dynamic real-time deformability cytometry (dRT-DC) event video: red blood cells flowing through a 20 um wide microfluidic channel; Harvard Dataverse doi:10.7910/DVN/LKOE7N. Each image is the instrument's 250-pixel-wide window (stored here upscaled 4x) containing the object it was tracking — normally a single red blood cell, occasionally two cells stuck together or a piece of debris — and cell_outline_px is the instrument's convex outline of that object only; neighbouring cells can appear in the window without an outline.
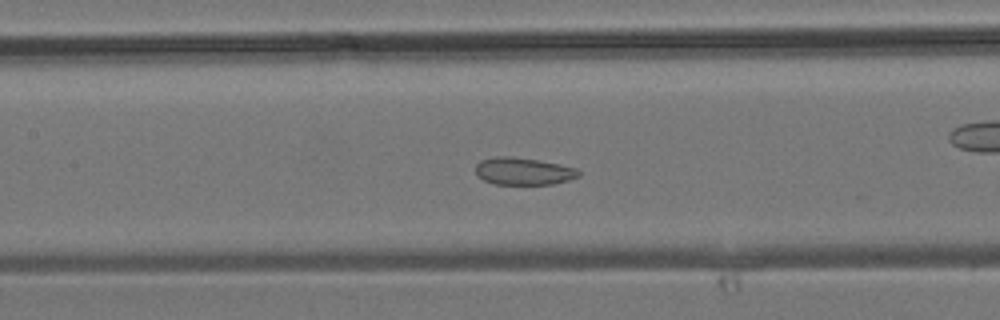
{"species": "common noctule bat (a hibernating species)", "species_latin": "Nyctalus noctula", "temperature_condition": "room temperature", "stored_images_in_passage": 24, "camera_frame_rate_fps": 3000, "um_per_image_px": 0.085, "animal": {"sex": "male", "body_mass_g": 19.2, "forearm_length_mm": 51.8}, "frame": {"image": 1, "passage_image": 17, "time_ms": 5.333, "image_size_px": [1000, 320], "cell_outline_px": [[580, 176], [568, 180], [552, 184], [492, 184], [476, 176], [476, 164], [480, 160], [496, 156], [512, 156], [560, 164], [576, 168], [580, 172]], "centroid_in_image_um": [44.46, 14.55], "position_along_channel_um": 162.9, "area_um2": 16.47}}